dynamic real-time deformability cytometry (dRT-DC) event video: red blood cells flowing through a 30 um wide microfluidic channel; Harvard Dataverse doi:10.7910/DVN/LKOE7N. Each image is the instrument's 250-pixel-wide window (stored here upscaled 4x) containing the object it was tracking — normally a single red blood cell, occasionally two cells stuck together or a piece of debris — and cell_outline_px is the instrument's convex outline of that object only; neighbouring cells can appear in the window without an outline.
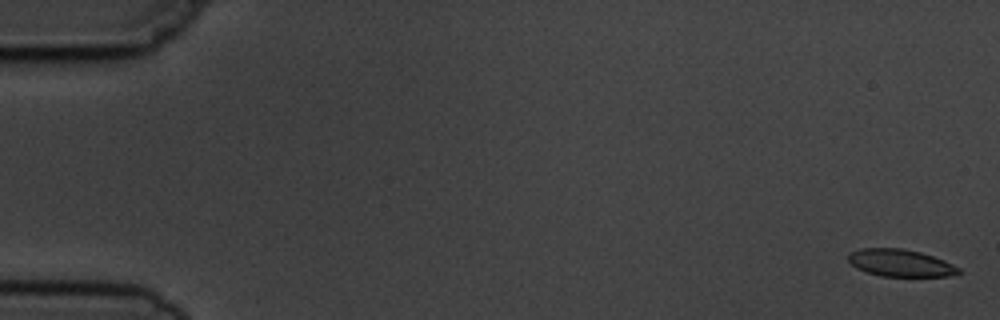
{"species": "common noctule bat (a hibernating species)", "species_latin": "Nyctalus noctula", "temperature_condition": "cold", "stored_images_in_passage": 5, "camera_frame_rate_fps": 3000, "um_per_image_px": 0.085, "animal": {"sex": "male", "body_mass_g": 19.5, "forearm_length_mm": 54.6}, "frame": {"image": 1, "passage_image": 1, "time_ms": 0.0, "image_size_px": [1000, 320], "cell_outline_px": [[960, 272], [948, 276], [880, 276], [856, 268], [848, 260], [848, 256], [852, 252], [860, 248], [904, 248], [920, 252], [944, 260], [960, 268]], "centroid_in_image_um": [76.53, 22.34], "position_along_channel_um": 8.5, "area_um2": 17.34}}
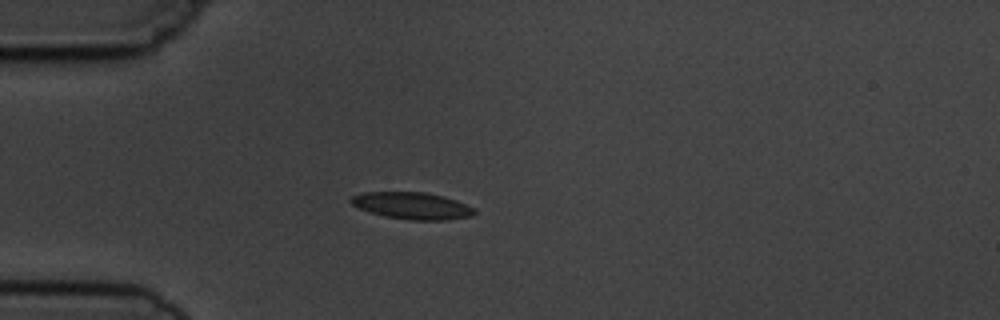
{"frame": {"image": 2, "passage_image": 5, "time_ms": 4.667, "image_size_px": [1000, 320], "cell_outline_px": [[476, 212], [472, 216], [448, 220], [408, 220], [384, 216], [368, 212], [352, 204], [348, 200], [352, 196], [364, 192], [424, 192], [444, 196], [456, 200], [476, 208]], "centroid_in_image_um": [35.05, 17.49], "position_along_channel_um": 50.0, "area_um2": 19.54}}